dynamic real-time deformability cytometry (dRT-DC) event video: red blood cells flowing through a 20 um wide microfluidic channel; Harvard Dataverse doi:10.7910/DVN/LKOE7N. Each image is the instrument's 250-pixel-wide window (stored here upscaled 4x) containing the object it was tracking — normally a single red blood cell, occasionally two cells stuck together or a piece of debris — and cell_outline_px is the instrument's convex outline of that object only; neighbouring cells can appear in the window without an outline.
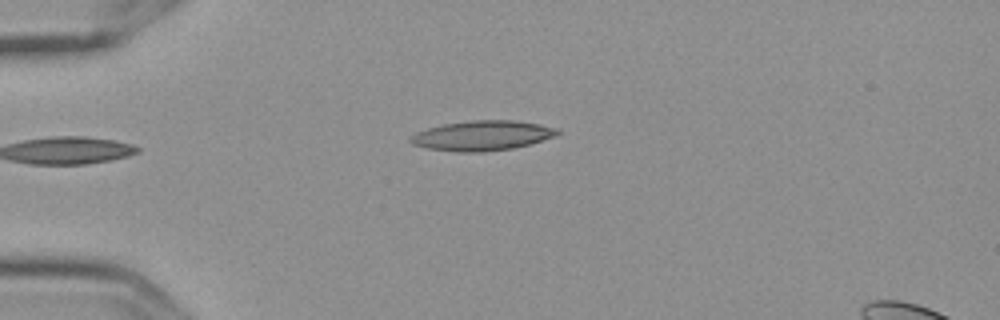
{"species": "Egyptian fruit bat (a non-hibernating species)", "species_latin": "Rousettus aegyptiacus", "temperature_condition": "cold", "stored_images_in_passage": 4, "camera_frame_rate_fps": 3000, "um_per_image_px": 0.085, "frame": {"image": 1, "passage_image": 4, "time_ms": 1.0, "image_size_px": [1000, 320], "cell_outline_px": [[560, 132], [556, 136], [528, 144], [512, 148], [480, 152], [456, 152], [428, 148], [412, 144], [408, 140], [416, 132], [428, 128], [444, 124], [472, 120], [512, 120], [540, 124], [556, 128]], "centroid_in_image_um": [40.97, 11.52], "position_along_channel_um": 44.0, "area_um2": 25.37}}